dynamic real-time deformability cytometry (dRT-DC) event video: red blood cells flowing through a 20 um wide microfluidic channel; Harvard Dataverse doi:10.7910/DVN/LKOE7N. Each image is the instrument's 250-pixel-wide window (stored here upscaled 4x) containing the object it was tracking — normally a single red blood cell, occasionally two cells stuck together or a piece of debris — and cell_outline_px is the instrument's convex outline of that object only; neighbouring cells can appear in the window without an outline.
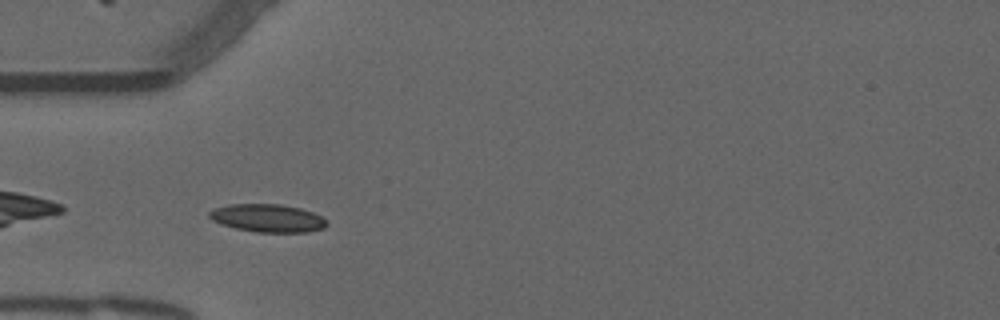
{"species": "common noctule bat (a hibernating species)", "species_latin": "Nyctalus noctula", "temperature_condition": "warm", "stored_images_in_passage": 39, "camera_frame_rate_fps": 3000, "um_per_image_px": 0.085, "animal": {"sex": "male", "forearm_length_mm": 52.5}, "frame": {"image": 1, "passage_image": 2, "time_ms": 0.333, "image_size_px": [1000, 320], "cell_outline_px": [[328, 224], [324, 228], [308, 232], [256, 232], [236, 228], [212, 220], [208, 216], [208, 212], [216, 208], [228, 204], [280, 204], [300, 208], [312, 212], [328, 220]], "centroid_in_image_um": [22.78, 18.54], "position_along_channel_um": 62.2, "area_um2": 19.07}}
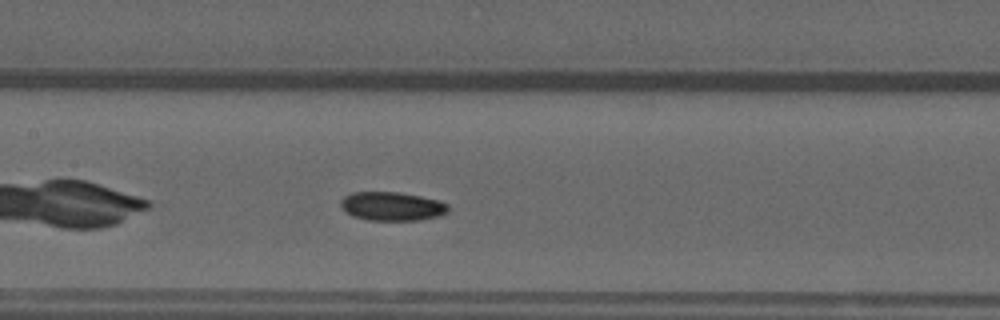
{"frame": {"image": 2, "passage_image": 11, "time_ms": 3.333, "image_size_px": [1000, 320], "cell_outline_px": [[448, 212], [440, 216], [420, 220], [368, 220], [352, 216], [344, 212], [340, 208], [340, 200], [344, 196], [352, 192], [400, 192], [420, 196], [436, 200], [448, 204]], "centroid_in_image_um": [33.27, 17.54], "position_along_channel_um": 174.1, "area_um2": 18.21}}
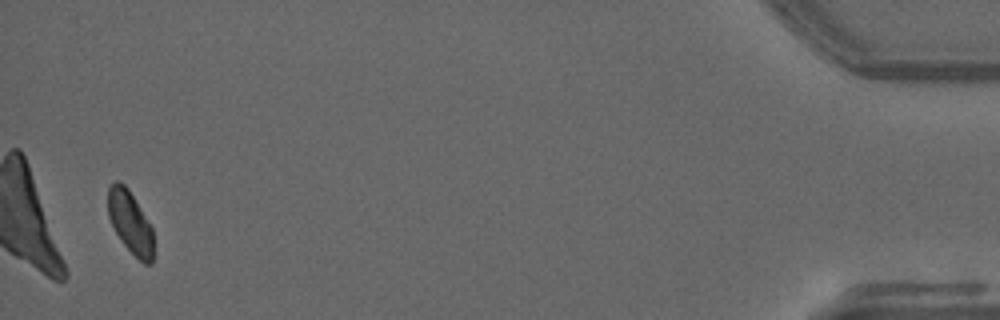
{"frame": {"image": 3, "passage_image": 38, "time_ms": 12.333, "image_size_px": [1000, 320], "cell_outline_px": [[152, 264], [144, 264], [120, 240], [108, 216], [108, 188], [116, 180], [120, 180], [128, 188], [152, 228]], "centroid_in_image_um": [11.05, 18.86], "position_along_channel_um": 424.2, "area_um2": 16.18}, "authors_computed_cell_mechanics": {"area_um2": 17.9758, "velocity_mm_per_s": 3.7685, "shape_relaxation_time_tau1_ms": 8.1268, "shape_relaxation_time_tau2_ms": 9.302, "deformation_change_tau1": 0.1651, "deformation_change_tau2": 0.1188}}